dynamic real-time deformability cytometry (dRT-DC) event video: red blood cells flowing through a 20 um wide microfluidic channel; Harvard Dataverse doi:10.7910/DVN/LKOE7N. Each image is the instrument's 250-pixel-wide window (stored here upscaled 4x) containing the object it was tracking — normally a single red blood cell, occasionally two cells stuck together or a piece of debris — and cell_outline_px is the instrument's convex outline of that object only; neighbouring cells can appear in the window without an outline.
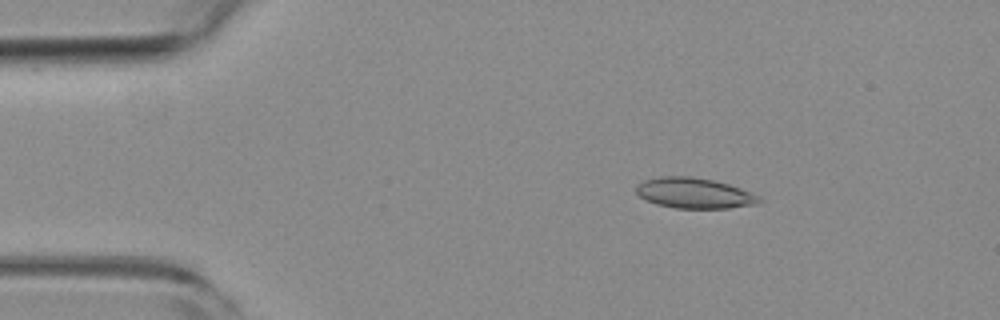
{"species": "common noctule bat (a hibernating species)", "species_latin": "Nyctalus noctula", "temperature_condition": "room temperature", "stored_images_in_passage": 53, "camera_frame_rate_fps": 3000, "um_per_image_px": 0.085, "animal": {"sex": "female", "body_mass_g": 19.3, "forearm_length_mm": 54.1}, "frame": {"image": 1, "passage_image": 8, "time_ms": 2.333, "image_size_px": [1000, 320], "cell_outline_px": [[764, 200], [756, 204], [728, 208], [676, 208], [656, 204], [640, 196], [636, 192], [636, 188], [644, 180], [660, 176], [692, 176], [712, 180], [728, 184], [752, 192], [760, 196]], "centroid_in_image_um": [59.05, 16.41], "position_along_channel_um": 25.9, "area_um2": 21.79}}
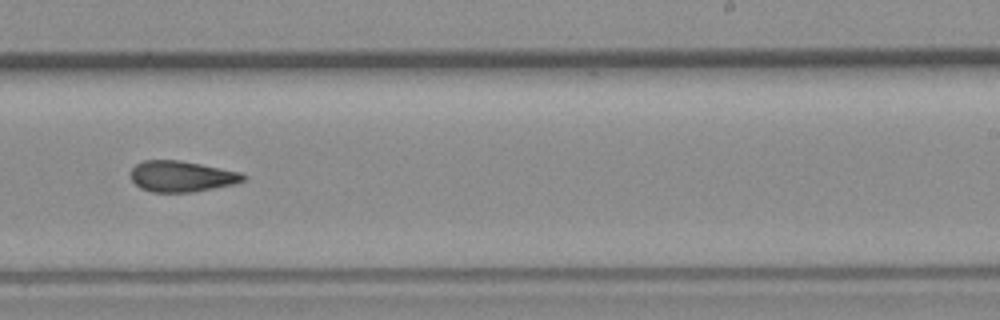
{"frame": {"image": 2, "passage_image": 32, "time_ms": 10.333, "image_size_px": [1000, 320], "cell_outline_px": [[248, 180], [236, 184], [192, 192], [152, 192], [140, 188], [132, 180], [132, 168], [136, 164], [144, 160], [176, 160], [200, 164], [240, 172], [248, 176]], "centroid_in_image_um": [15.49, 15.0], "position_along_channel_um": 273.5, "area_um2": 20.29}}
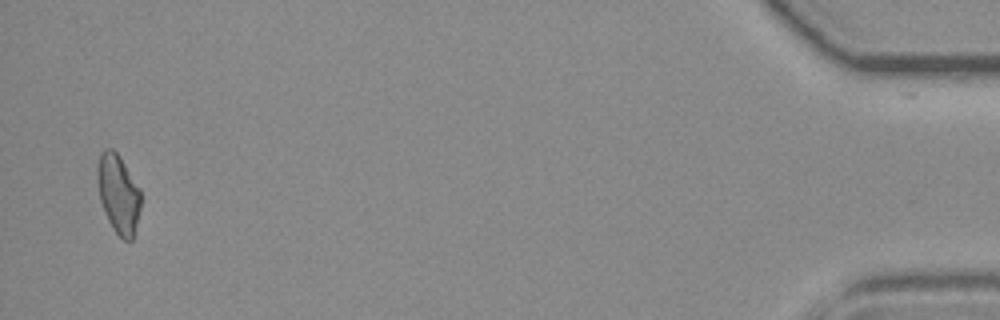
{"frame": {"image": 3, "passage_image": 51, "time_ms": 16.667, "image_size_px": [1000, 320], "cell_outline_px": [[140, 208], [132, 240], [124, 240], [112, 228], [108, 220], [100, 200], [96, 180], [96, 168], [100, 152], [104, 148], [112, 148], [116, 152], [140, 188]], "centroid_in_image_um": [10.02, 16.44], "position_along_channel_um": 425.2, "area_um2": 19.88}, "authors_computed_cell_mechanics": {"area_um2": 20.7502, "velocity_mm_per_s": 3.8753, "shape_relaxation_time_tau1_ms": null, "shape_relaxation_time_tau2_ms": 6.1805, "deformation_change_tau1": null, "deformation_change_tau2": 0.1449}}